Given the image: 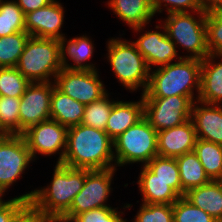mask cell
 <instances>
[{"label": "cell", "mask_w": 222, "mask_h": 222, "mask_svg": "<svg viewBox=\"0 0 222 222\" xmlns=\"http://www.w3.org/2000/svg\"><path fill=\"white\" fill-rule=\"evenodd\" d=\"M113 140L104 130L83 124L68 128L67 147L61 164L88 170L114 168Z\"/></svg>", "instance_id": "6da1fadb"}, {"label": "cell", "mask_w": 222, "mask_h": 222, "mask_svg": "<svg viewBox=\"0 0 222 222\" xmlns=\"http://www.w3.org/2000/svg\"><path fill=\"white\" fill-rule=\"evenodd\" d=\"M151 70L149 83L142 97L188 96L198 100L200 93L201 60L181 58L177 62ZM194 88L198 95L194 96ZM195 98V99H194Z\"/></svg>", "instance_id": "7a4b0ae2"}, {"label": "cell", "mask_w": 222, "mask_h": 222, "mask_svg": "<svg viewBox=\"0 0 222 222\" xmlns=\"http://www.w3.org/2000/svg\"><path fill=\"white\" fill-rule=\"evenodd\" d=\"M53 178L47 187L35 189L30 203L43 215L63 216L74 197L82 190L85 169L56 163Z\"/></svg>", "instance_id": "3957f363"}, {"label": "cell", "mask_w": 222, "mask_h": 222, "mask_svg": "<svg viewBox=\"0 0 222 222\" xmlns=\"http://www.w3.org/2000/svg\"><path fill=\"white\" fill-rule=\"evenodd\" d=\"M16 68L30 82H52L63 68L60 40L30 36Z\"/></svg>", "instance_id": "277c9868"}, {"label": "cell", "mask_w": 222, "mask_h": 222, "mask_svg": "<svg viewBox=\"0 0 222 222\" xmlns=\"http://www.w3.org/2000/svg\"><path fill=\"white\" fill-rule=\"evenodd\" d=\"M107 43V58L117 80L131 92L138 87L143 88L144 94L149 83L150 69L134 41L111 38Z\"/></svg>", "instance_id": "5b68a950"}, {"label": "cell", "mask_w": 222, "mask_h": 222, "mask_svg": "<svg viewBox=\"0 0 222 222\" xmlns=\"http://www.w3.org/2000/svg\"><path fill=\"white\" fill-rule=\"evenodd\" d=\"M197 17L190 12L170 13L164 23L167 36L177 46L182 47L189 56L183 58H195L203 60L209 55L206 36L205 10L196 11ZM199 15V16H198ZM197 18V19H196Z\"/></svg>", "instance_id": "8992f818"}, {"label": "cell", "mask_w": 222, "mask_h": 222, "mask_svg": "<svg viewBox=\"0 0 222 222\" xmlns=\"http://www.w3.org/2000/svg\"><path fill=\"white\" fill-rule=\"evenodd\" d=\"M115 167L142 162L147 165L158 156L157 131L143 117L113 140Z\"/></svg>", "instance_id": "52a82bcc"}, {"label": "cell", "mask_w": 222, "mask_h": 222, "mask_svg": "<svg viewBox=\"0 0 222 222\" xmlns=\"http://www.w3.org/2000/svg\"><path fill=\"white\" fill-rule=\"evenodd\" d=\"M144 117L158 132L191 119L193 101L188 96L142 97Z\"/></svg>", "instance_id": "ba28073f"}, {"label": "cell", "mask_w": 222, "mask_h": 222, "mask_svg": "<svg viewBox=\"0 0 222 222\" xmlns=\"http://www.w3.org/2000/svg\"><path fill=\"white\" fill-rule=\"evenodd\" d=\"M116 167L103 170L85 169V182L82 190L74 197L69 210L63 215L71 220L80 213L108 206L111 181Z\"/></svg>", "instance_id": "9c48e42d"}, {"label": "cell", "mask_w": 222, "mask_h": 222, "mask_svg": "<svg viewBox=\"0 0 222 222\" xmlns=\"http://www.w3.org/2000/svg\"><path fill=\"white\" fill-rule=\"evenodd\" d=\"M31 152L22 135H0V195L21 177L30 162Z\"/></svg>", "instance_id": "30bf717a"}, {"label": "cell", "mask_w": 222, "mask_h": 222, "mask_svg": "<svg viewBox=\"0 0 222 222\" xmlns=\"http://www.w3.org/2000/svg\"><path fill=\"white\" fill-rule=\"evenodd\" d=\"M98 73L97 70H69L63 67L53 81L60 91L87 105L107 93Z\"/></svg>", "instance_id": "8fae6325"}, {"label": "cell", "mask_w": 222, "mask_h": 222, "mask_svg": "<svg viewBox=\"0 0 222 222\" xmlns=\"http://www.w3.org/2000/svg\"><path fill=\"white\" fill-rule=\"evenodd\" d=\"M67 132V127L54 119H48L30 126L22 136L34 160L37 153L50 156L58 151L60 156L57 163H62L67 147Z\"/></svg>", "instance_id": "7c38bea8"}, {"label": "cell", "mask_w": 222, "mask_h": 222, "mask_svg": "<svg viewBox=\"0 0 222 222\" xmlns=\"http://www.w3.org/2000/svg\"><path fill=\"white\" fill-rule=\"evenodd\" d=\"M54 82H31L22 95L19 106L20 128L51 119L50 103Z\"/></svg>", "instance_id": "4fadbf2b"}, {"label": "cell", "mask_w": 222, "mask_h": 222, "mask_svg": "<svg viewBox=\"0 0 222 222\" xmlns=\"http://www.w3.org/2000/svg\"><path fill=\"white\" fill-rule=\"evenodd\" d=\"M155 28L164 31H147L134 42L138 51L145 58L150 71L152 70L151 65L159 68L172 63L175 59L180 60L182 58V56L178 57L176 45L167 36L164 26L156 25Z\"/></svg>", "instance_id": "5bb4252c"}, {"label": "cell", "mask_w": 222, "mask_h": 222, "mask_svg": "<svg viewBox=\"0 0 222 222\" xmlns=\"http://www.w3.org/2000/svg\"><path fill=\"white\" fill-rule=\"evenodd\" d=\"M64 7L56 0L46 6L25 14L26 32L33 37L61 40L64 22Z\"/></svg>", "instance_id": "9a60e30c"}, {"label": "cell", "mask_w": 222, "mask_h": 222, "mask_svg": "<svg viewBox=\"0 0 222 222\" xmlns=\"http://www.w3.org/2000/svg\"><path fill=\"white\" fill-rule=\"evenodd\" d=\"M197 134L191 119L183 124L157 132V151L160 157L176 158L194 151Z\"/></svg>", "instance_id": "2e32d148"}, {"label": "cell", "mask_w": 222, "mask_h": 222, "mask_svg": "<svg viewBox=\"0 0 222 222\" xmlns=\"http://www.w3.org/2000/svg\"><path fill=\"white\" fill-rule=\"evenodd\" d=\"M191 120L198 139L222 145V105L197 100L193 103Z\"/></svg>", "instance_id": "e0dca14e"}, {"label": "cell", "mask_w": 222, "mask_h": 222, "mask_svg": "<svg viewBox=\"0 0 222 222\" xmlns=\"http://www.w3.org/2000/svg\"><path fill=\"white\" fill-rule=\"evenodd\" d=\"M218 57L222 54H209L201 60L199 102L222 104V59L218 63L214 60Z\"/></svg>", "instance_id": "ac0fdd59"}, {"label": "cell", "mask_w": 222, "mask_h": 222, "mask_svg": "<svg viewBox=\"0 0 222 222\" xmlns=\"http://www.w3.org/2000/svg\"><path fill=\"white\" fill-rule=\"evenodd\" d=\"M139 101H115L105 128L108 136L114 140L129 127L144 117V103L141 95Z\"/></svg>", "instance_id": "d6986e66"}, {"label": "cell", "mask_w": 222, "mask_h": 222, "mask_svg": "<svg viewBox=\"0 0 222 222\" xmlns=\"http://www.w3.org/2000/svg\"><path fill=\"white\" fill-rule=\"evenodd\" d=\"M107 4L113 13L137 32L155 16L149 0H109Z\"/></svg>", "instance_id": "ffe728a7"}, {"label": "cell", "mask_w": 222, "mask_h": 222, "mask_svg": "<svg viewBox=\"0 0 222 222\" xmlns=\"http://www.w3.org/2000/svg\"><path fill=\"white\" fill-rule=\"evenodd\" d=\"M137 181L144 204H170L173 205L180 196L166 183L158 178L146 166L142 165Z\"/></svg>", "instance_id": "44dd1931"}, {"label": "cell", "mask_w": 222, "mask_h": 222, "mask_svg": "<svg viewBox=\"0 0 222 222\" xmlns=\"http://www.w3.org/2000/svg\"><path fill=\"white\" fill-rule=\"evenodd\" d=\"M66 41L67 39L65 37L60 40L61 62L64 68L69 70H97L94 64L83 63L93 56L94 44L90 38L82 35ZM67 56L74 62V65L68 63Z\"/></svg>", "instance_id": "7402d4cb"}, {"label": "cell", "mask_w": 222, "mask_h": 222, "mask_svg": "<svg viewBox=\"0 0 222 222\" xmlns=\"http://www.w3.org/2000/svg\"><path fill=\"white\" fill-rule=\"evenodd\" d=\"M84 111V104L74 100L54 86L50 103L51 119L70 128L81 124Z\"/></svg>", "instance_id": "603a6c76"}, {"label": "cell", "mask_w": 222, "mask_h": 222, "mask_svg": "<svg viewBox=\"0 0 222 222\" xmlns=\"http://www.w3.org/2000/svg\"><path fill=\"white\" fill-rule=\"evenodd\" d=\"M184 197L217 222H222V184L218 180L189 189Z\"/></svg>", "instance_id": "cb8c5ba5"}, {"label": "cell", "mask_w": 222, "mask_h": 222, "mask_svg": "<svg viewBox=\"0 0 222 222\" xmlns=\"http://www.w3.org/2000/svg\"><path fill=\"white\" fill-rule=\"evenodd\" d=\"M176 162L180 173L182 189L185 192L212 181L204 171L203 165L194 151L176 157Z\"/></svg>", "instance_id": "d4e9b609"}, {"label": "cell", "mask_w": 222, "mask_h": 222, "mask_svg": "<svg viewBox=\"0 0 222 222\" xmlns=\"http://www.w3.org/2000/svg\"><path fill=\"white\" fill-rule=\"evenodd\" d=\"M194 152L208 177L212 181L219 180L222 177V145L197 139Z\"/></svg>", "instance_id": "484cf974"}, {"label": "cell", "mask_w": 222, "mask_h": 222, "mask_svg": "<svg viewBox=\"0 0 222 222\" xmlns=\"http://www.w3.org/2000/svg\"><path fill=\"white\" fill-rule=\"evenodd\" d=\"M29 37L26 31L0 37V68L17 66Z\"/></svg>", "instance_id": "4316f807"}, {"label": "cell", "mask_w": 222, "mask_h": 222, "mask_svg": "<svg viewBox=\"0 0 222 222\" xmlns=\"http://www.w3.org/2000/svg\"><path fill=\"white\" fill-rule=\"evenodd\" d=\"M146 166L156 175V178L169 183L180 197L185 195L176 158L156 156Z\"/></svg>", "instance_id": "83f0119b"}, {"label": "cell", "mask_w": 222, "mask_h": 222, "mask_svg": "<svg viewBox=\"0 0 222 222\" xmlns=\"http://www.w3.org/2000/svg\"><path fill=\"white\" fill-rule=\"evenodd\" d=\"M21 97L0 96V135H22L19 106Z\"/></svg>", "instance_id": "f1b7e54d"}, {"label": "cell", "mask_w": 222, "mask_h": 222, "mask_svg": "<svg viewBox=\"0 0 222 222\" xmlns=\"http://www.w3.org/2000/svg\"><path fill=\"white\" fill-rule=\"evenodd\" d=\"M25 29V14L15 0L0 1V37Z\"/></svg>", "instance_id": "f546056e"}, {"label": "cell", "mask_w": 222, "mask_h": 222, "mask_svg": "<svg viewBox=\"0 0 222 222\" xmlns=\"http://www.w3.org/2000/svg\"><path fill=\"white\" fill-rule=\"evenodd\" d=\"M114 102L109 99V94L106 93L99 100L85 105L81 124L105 131Z\"/></svg>", "instance_id": "4dcf8cb0"}, {"label": "cell", "mask_w": 222, "mask_h": 222, "mask_svg": "<svg viewBox=\"0 0 222 222\" xmlns=\"http://www.w3.org/2000/svg\"><path fill=\"white\" fill-rule=\"evenodd\" d=\"M30 83L16 67L0 68V96L22 97Z\"/></svg>", "instance_id": "1f68e13d"}, {"label": "cell", "mask_w": 222, "mask_h": 222, "mask_svg": "<svg viewBox=\"0 0 222 222\" xmlns=\"http://www.w3.org/2000/svg\"><path fill=\"white\" fill-rule=\"evenodd\" d=\"M174 222H217L205 211L181 196L173 205Z\"/></svg>", "instance_id": "d6a6232c"}, {"label": "cell", "mask_w": 222, "mask_h": 222, "mask_svg": "<svg viewBox=\"0 0 222 222\" xmlns=\"http://www.w3.org/2000/svg\"><path fill=\"white\" fill-rule=\"evenodd\" d=\"M206 36L209 54H222V11L207 12Z\"/></svg>", "instance_id": "836d02e7"}, {"label": "cell", "mask_w": 222, "mask_h": 222, "mask_svg": "<svg viewBox=\"0 0 222 222\" xmlns=\"http://www.w3.org/2000/svg\"><path fill=\"white\" fill-rule=\"evenodd\" d=\"M133 222H174L170 204H144L139 208Z\"/></svg>", "instance_id": "e575fe53"}, {"label": "cell", "mask_w": 222, "mask_h": 222, "mask_svg": "<svg viewBox=\"0 0 222 222\" xmlns=\"http://www.w3.org/2000/svg\"><path fill=\"white\" fill-rule=\"evenodd\" d=\"M154 13H162V3L170 13L196 12L204 10L202 0H149ZM168 6V7H167Z\"/></svg>", "instance_id": "d590c367"}, {"label": "cell", "mask_w": 222, "mask_h": 222, "mask_svg": "<svg viewBox=\"0 0 222 222\" xmlns=\"http://www.w3.org/2000/svg\"><path fill=\"white\" fill-rule=\"evenodd\" d=\"M117 208L112 207H102L93 210H89L79 215H76L72 222H126V219H123Z\"/></svg>", "instance_id": "8d00e7d4"}, {"label": "cell", "mask_w": 222, "mask_h": 222, "mask_svg": "<svg viewBox=\"0 0 222 222\" xmlns=\"http://www.w3.org/2000/svg\"><path fill=\"white\" fill-rule=\"evenodd\" d=\"M33 191L16 196L7 201L0 198V222H11L13 218L31 201Z\"/></svg>", "instance_id": "74e56055"}, {"label": "cell", "mask_w": 222, "mask_h": 222, "mask_svg": "<svg viewBox=\"0 0 222 222\" xmlns=\"http://www.w3.org/2000/svg\"><path fill=\"white\" fill-rule=\"evenodd\" d=\"M40 213L29 202L14 218L11 222H39Z\"/></svg>", "instance_id": "f35d334b"}, {"label": "cell", "mask_w": 222, "mask_h": 222, "mask_svg": "<svg viewBox=\"0 0 222 222\" xmlns=\"http://www.w3.org/2000/svg\"><path fill=\"white\" fill-rule=\"evenodd\" d=\"M52 1L53 0H15V2L21 8L24 14L40 9Z\"/></svg>", "instance_id": "ab89813d"}, {"label": "cell", "mask_w": 222, "mask_h": 222, "mask_svg": "<svg viewBox=\"0 0 222 222\" xmlns=\"http://www.w3.org/2000/svg\"><path fill=\"white\" fill-rule=\"evenodd\" d=\"M202 4L206 12L222 10V0H202Z\"/></svg>", "instance_id": "60d3db41"}, {"label": "cell", "mask_w": 222, "mask_h": 222, "mask_svg": "<svg viewBox=\"0 0 222 222\" xmlns=\"http://www.w3.org/2000/svg\"><path fill=\"white\" fill-rule=\"evenodd\" d=\"M39 222H72V220L65 216L59 215H43L40 213Z\"/></svg>", "instance_id": "b9f144b4"}, {"label": "cell", "mask_w": 222, "mask_h": 222, "mask_svg": "<svg viewBox=\"0 0 222 222\" xmlns=\"http://www.w3.org/2000/svg\"><path fill=\"white\" fill-rule=\"evenodd\" d=\"M218 181L222 184V177Z\"/></svg>", "instance_id": "7bdbcfd3"}]
</instances>
